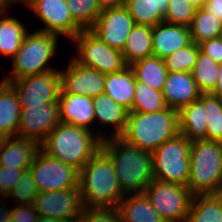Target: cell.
<instances>
[{
    "label": "cell",
    "instance_id": "cell-1",
    "mask_svg": "<svg viewBox=\"0 0 222 222\" xmlns=\"http://www.w3.org/2000/svg\"><path fill=\"white\" fill-rule=\"evenodd\" d=\"M101 149L110 157L124 194L143 193L154 179L151 152L129 144L121 137L103 139Z\"/></svg>",
    "mask_w": 222,
    "mask_h": 222
},
{
    "label": "cell",
    "instance_id": "cell-2",
    "mask_svg": "<svg viewBox=\"0 0 222 222\" xmlns=\"http://www.w3.org/2000/svg\"><path fill=\"white\" fill-rule=\"evenodd\" d=\"M83 207L117 208L125 197L110 157L100 149L79 171Z\"/></svg>",
    "mask_w": 222,
    "mask_h": 222
},
{
    "label": "cell",
    "instance_id": "cell-3",
    "mask_svg": "<svg viewBox=\"0 0 222 222\" xmlns=\"http://www.w3.org/2000/svg\"><path fill=\"white\" fill-rule=\"evenodd\" d=\"M101 143L96 133L60 122L40 143V149L80 171L101 149Z\"/></svg>",
    "mask_w": 222,
    "mask_h": 222
},
{
    "label": "cell",
    "instance_id": "cell-4",
    "mask_svg": "<svg viewBox=\"0 0 222 222\" xmlns=\"http://www.w3.org/2000/svg\"><path fill=\"white\" fill-rule=\"evenodd\" d=\"M178 133V111L167 107L154 113L129 112L125 131L120 137L152 153Z\"/></svg>",
    "mask_w": 222,
    "mask_h": 222
},
{
    "label": "cell",
    "instance_id": "cell-5",
    "mask_svg": "<svg viewBox=\"0 0 222 222\" xmlns=\"http://www.w3.org/2000/svg\"><path fill=\"white\" fill-rule=\"evenodd\" d=\"M187 187L193 195L222 193V142H191Z\"/></svg>",
    "mask_w": 222,
    "mask_h": 222
},
{
    "label": "cell",
    "instance_id": "cell-6",
    "mask_svg": "<svg viewBox=\"0 0 222 222\" xmlns=\"http://www.w3.org/2000/svg\"><path fill=\"white\" fill-rule=\"evenodd\" d=\"M59 37L41 31L28 32L21 48L11 58V74L6 75L8 80L20 79L26 76L42 74L51 70L50 61L58 53Z\"/></svg>",
    "mask_w": 222,
    "mask_h": 222
},
{
    "label": "cell",
    "instance_id": "cell-7",
    "mask_svg": "<svg viewBox=\"0 0 222 222\" xmlns=\"http://www.w3.org/2000/svg\"><path fill=\"white\" fill-rule=\"evenodd\" d=\"M191 141L176 134L152 152L153 178L187 186Z\"/></svg>",
    "mask_w": 222,
    "mask_h": 222
},
{
    "label": "cell",
    "instance_id": "cell-8",
    "mask_svg": "<svg viewBox=\"0 0 222 222\" xmlns=\"http://www.w3.org/2000/svg\"><path fill=\"white\" fill-rule=\"evenodd\" d=\"M70 42L77 49L76 56L72 58L81 65L104 74L118 72L128 66L122 51L110 48L90 29L82 30Z\"/></svg>",
    "mask_w": 222,
    "mask_h": 222
},
{
    "label": "cell",
    "instance_id": "cell-9",
    "mask_svg": "<svg viewBox=\"0 0 222 222\" xmlns=\"http://www.w3.org/2000/svg\"><path fill=\"white\" fill-rule=\"evenodd\" d=\"M143 193L165 222L185 221L193 198L187 186L153 179Z\"/></svg>",
    "mask_w": 222,
    "mask_h": 222
},
{
    "label": "cell",
    "instance_id": "cell-10",
    "mask_svg": "<svg viewBox=\"0 0 222 222\" xmlns=\"http://www.w3.org/2000/svg\"><path fill=\"white\" fill-rule=\"evenodd\" d=\"M38 192L79 188V170L43 152H37L29 167Z\"/></svg>",
    "mask_w": 222,
    "mask_h": 222
},
{
    "label": "cell",
    "instance_id": "cell-11",
    "mask_svg": "<svg viewBox=\"0 0 222 222\" xmlns=\"http://www.w3.org/2000/svg\"><path fill=\"white\" fill-rule=\"evenodd\" d=\"M9 85L15 90L21 109L58 101L61 91L59 70L9 80Z\"/></svg>",
    "mask_w": 222,
    "mask_h": 222
},
{
    "label": "cell",
    "instance_id": "cell-12",
    "mask_svg": "<svg viewBox=\"0 0 222 222\" xmlns=\"http://www.w3.org/2000/svg\"><path fill=\"white\" fill-rule=\"evenodd\" d=\"M29 9L44 23L38 31L64 36L70 42L83 30L73 20L66 0H36Z\"/></svg>",
    "mask_w": 222,
    "mask_h": 222
},
{
    "label": "cell",
    "instance_id": "cell-13",
    "mask_svg": "<svg viewBox=\"0 0 222 222\" xmlns=\"http://www.w3.org/2000/svg\"><path fill=\"white\" fill-rule=\"evenodd\" d=\"M33 204L39 216L69 222H77L84 208L79 188L40 192Z\"/></svg>",
    "mask_w": 222,
    "mask_h": 222
},
{
    "label": "cell",
    "instance_id": "cell-14",
    "mask_svg": "<svg viewBox=\"0 0 222 222\" xmlns=\"http://www.w3.org/2000/svg\"><path fill=\"white\" fill-rule=\"evenodd\" d=\"M59 101L21 109L17 136L41 143L60 123Z\"/></svg>",
    "mask_w": 222,
    "mask_h": 222
},
{
    "label": "cell",
    "instance_id": "cell-15",
    "mask_svg": "<svg viewBox=\"0 0 222 222\" xmlns=\"http://www.w3.org/2000/svg\"><path fill=\"white\" fill-rule=\"evenodd\" d=\"M60 94L96 97L104 93L105 74L77 63L71 56L67 67L59 69Z\"/></svg>",
    "mask_w": 222,
    "mask_h": 222
},
{
    "label": "cell",
    "instance_id": "cell-16",
    "mask_svg": "<svg viewBox=\"0 0 222 222\" xmlns=\"http://www.w3.org/2000/svg\"><path fill=\"white\" fill-rule=\"evenodd\" d=\"M134 25L128 9L122 6L103 10L90 30L110 48L123 51Z\"/></svg>",
    "mask_w": 222,
    "mask_h": 222
},
{
    "label": "cell",
    "instance_id": "cell-17",
    "mask_svg": "<svg viewBox=\"0 0 222 222\" xmlns=\"http://www.w3.org/2000/svg\"><path fill=\"white\" fill-rule=\"evenodd\" d=\"M58 101L61 123L84 128L92 132L94 130L102 140L107 138L104 130L92 129L95 126L93 124L95 115L92 97L78 94H60Z\"/></svg>",
    "mask_w": 222,
    "mask_h": 222
},
{
    "label": "cell",
    "instance_id": "cell-18",
    "mask_svg": "<svg viewBox=\"0 0 222 222\" xmlns=\"http://www.w3.org/2000/svg\"><path fill=\"white\" fill-rule=\"evenodd\" d=\"M167 107L180 111L183 107L198 100L201 92L191 72H168L162 90Z\"/></svg>",
    "mask_w": 222,
    "mask_h": 222
},
{
    "label": "cell",
    "instance_id": "cell-19",
    "mask_svg": "<svg viewBox=\"0 0 222 222\" xmlns=\"http://www.w3.org/2000/svg\"><path fill=\"white\" fill-rule=\"evenodd\" d=\"M39 150L40 143L29 138H0V166L29 169Z\"/></svg>",
    "mask_w": 222,
    "mask_h": 222
},
{
    "label": "cell",
    "instance_id": "cell-20",
    "mask_svg": "<svg viewBox=\"0 0 222 222\" xmlns=\"http://www.w3.org/2000/svg\"><path fill=\"white\" fill-rule=\"evenodd\" d=\"M192 42L190 28L165 21L152 27L153 55L165 59Z\"/></svg>",
    "mask_w": 222,
    "mask_h": 222
},
{
    "label": "cell",
    "instance_id": "cell-21",
    "mask_svg": "<svg viewBox=\"0 0 222 222\" xmlns=\"http://www.w3.org/2000/svg\"><path fill=\"white\" fill-rule=\"evenodd\" d=\"M94 106L95 120L94 124L98 122L103 128L113 127V132L108 135L110 137H120L126 128L129 111L115 102V100L106 93H101L92 98ZM105 126V127H103Z\"/></svg>",
    "mask_w": 222,
    "mask_h": 222
},
{
    "label": "cell",
    "instance_id": "cell-22",
    "mask_svg": "<svg viewBox=\"0 0 222 222\" xmlns=\"http://www.w3.org/2000/svg\"><path fill=\"white\" fill-rule=\"evenodd\" d=\"M135 85L136 77L134 71L128 65L118 72L105 74L104 93L130 112L133 107Z\"/></svg>",
    "mask_w": 222,
    "mask_h": 222
},
{
    "label": "cell",
    "instance_id": "cell-23",
    "mask_svg": "<svg viewBox=\"0 0 222 222\" xmlns=\"http://www.w3.org/2000/svg\"><path fill=\"white\" fill-rule=\"evenodd\" d=\"M117 209L121 222H165L144 193L125 194Z\"/></svg>",
    "mask_w": 222,
    "mask_h": 222
},
{
    "label": "cell",
    "instance_id": "cell-24",
    "mask_svg": "<svg viewBox=\"0 0 222 222\" xmlns=\"http://www.w3.org/2000/svg\"><path fill=\"white\" fill-rule=\"evenodd\" d=\"M8 10H0V54L11 59L21 48L29 30L17 17L9 16Z\"/></svg>",
    "mask_w": 222,
    "mask_h": 222
},
{
    "label": "cell",
    "instance_id": "cell-25",
    "mask_svg": "<svg viewBox=\"0 0 222 222\" xmlns=\"http://www.w3.org/2000/svg\"><path fill=\"white\" fill-rule=\"evenodd\" d=\"M178 121L179 132L191 142L206 139V112L199 99L178 111Z\"/></svg>",
    "mask_w": 222,
    "mask_h": 222
},
{
    "label": "cell",
    "instance_id": "cell-26",
    "mask_svg": "<svg viewBox=\"0 0 222 222\" xmlns=\"http://www.w3.org/2000/svg\"><path fill=\"white\" fill-rule=\"evenodd\" d=\"M170 0H127L125 7L135 24L153 27L164 21Z\"/></svg>",
    "mask_w": 222,
    "mask_h": 222
},
{
    "label": "cell",
    "instance_id": "cell-27",
    "mask_svg": "<svg viewBox=\"0 0 222 222\" xmlns=\"http://www.w3.org/2000/svg\"><path fill=\"white\" fill-rule=\"evenodd\" d=\"M20 113L18 96L8 84L0 93V138L17 136Z\"/></svg>",
    "mask_w": 222,
    "mask_h": 222
},
{
    "label": "cell",
    "instance_id": "cell-28",
    "mask_svg": "<svg viewBox=\"0 0 222 222\" xmlns=\"http://www.w3.org/2000/svg\"><path fill=\"white\" fill-rule=\"evenodd\" d=\"M127 65L153 55L152 27L135 24L128 35L123 51Z\"/></svg>",
    "mask_w": 222,
    "mask_h": 222
},
{
    "label": "cell",
    "instance_id": "cell-29",
    "mask_svg": "<svg viewBox=\"0 0 222 222\" xmlns=\"http://www.w3.org/2000/svg\"><path fill=\"white\" fill-rule=\"evenodd\" d=\"M130 66L137 81L148 85L154 90H163L168 74L164 59L152 55L142 58Z\"/></svg>",
    "mask_w": 222,
    "mask_h": 222
},
{
    "label": "cell",
    "instance_id": "cell-30",
    "mask_svg": "<svg viewBox=\"0 0 222 222\" xmlns=\"http://www.w3.org/2000/svg\"><path fill=\"white\" fill-rule=\"evenodd\" d=\"M184 222H222V193L193 195Z\"/></svg>",
    "mask_w": 222,
    "mask_h": 222
},
{
    "label": "cell",
    "instance_id": "cell-31",
    "mask_svg": "<svg viewBox=\"0 0 222 222\" xmlns=\"http://www.w3.org/2000/svg\"><path fill=\"white\" fill-rule=\"evenodd\" d=\"M189 28L191 40L199 44L203 41L220 37L222 34V21L210 14L204 7L197 8Z\"/></svg>",
    "mask_w": 222,
    "mask_h": 222
},
{
    "label": "cell",
    "instance_id": "cell-32",
    "mask_svg": "<svg viewBox=\"0 0 222 222\" xmlns=\"http://www.w3.org/2000/svg\"><path fill=\"white\" fill-rule=\"evenodd\" d=\"M220 67V64L199 50L198 58L191 74L202 94H209L215 90Z\"/></svg>",
    "mask_w": 222,
    "mask_h": 222
},
{
    "label": "cell",
    "instance_id": "cell-33",
    "mask_svg": "<svg viewBox=\"0 0 222 222\" xmlns=\"http://www.w3.org/2000/svg\"><path fill=\"white\" fill-rule=\"evenodd\" d=\"M133 107L130 112L154 113L167 108L162 91L136 80Z\"/></svg>",
    "mask_w": 222,
    "mask_h": 222
},
{
    "label": "cell",
    "instance_id": "cell-34",
    "mask_svg": "<svg viewBox=\"0 0 222 222\" xmlns=\"http://www.w3.org/2000/svg\"><path fill=\"white\" fill-rule=\"evenodd\" d=\"M199 100L206 112V140L222 142V101L213 94H201Z\"/></svg>",
    "mask_w": 222,
    "mask_h": 222
},
{
    "label": "cell",
    "instance_id": "cell-35",
    "mask_svg": "<svg viewBox=\"0 0 222 222\" xmlns=\"http://www.w3.org/2000/svg\"><path fill=\"white\" fill-rule=\"evenodd\" d=\"M73 20L83 29H91L102 13L98 0H66Z\"/></svg>",
    "mask_w": 222,
    "mask_h": 222
},
{
    "label": "cell",
    "instance_id": "cell-36",
    "mask_svg": "<svg viewBox=\"0 0 222 222\" xmlns=\"http://www.w3.org/2000/svg\"><path fill=\"white\" fill-rule=\"evenodd\" d=\"M199 50V45L192 41L189 45L174 51L164 59L168 72H191L196 64Z\"/></svg>",
    "mask_w": 222,
    "mask_h": 222
},
{
    "label": "cell",
    "instance_id": "cell-37",
    "mask_svg": "<svg viewBox=\"0 0 222 222\" xmlns=\"http://www.w3.org/2000/svg\"><path fill=\"white\" fill-rule=\"evenodd\" d=\"M39 192L30 169L24 170L10 194L5 198L14 204H33ZM16 202V203H15Z\"/></svg>",
    "mask_w": 222,
    "mask_h": 222
},
{
    "label": "cell",
    "instance_id": "cell-38",
    "mask_svg": "<svg viewBox=\"0 0 222 222\" xmlns=\"http://www.w3.org/2000/svg\"><path fill=\"white\" fill-rule=\"evenodd\" d=\"M196 8L188 0H170L164 21L189 27Z\"/></svg>",
    "mask_w": 222,
    "mask_h": 222
},
{
    "label": "cell",
    "instance_id": "cell-39",
    "mask_svg": "<svg viewBox=\"0 0 222 222\" xmlns=\"http://www.w3.org/2000/svg\"><path fill=\"white\" fill-rule=\"evenodd\" d=\"M77 222H121L117 208L84 207Z\"/></svg>",
    "mask_w": 222,
    "mask_h": 222
},
{
    "label": "cell",
    "instance_id": "cell-40",
    "mask_svg": "<svg viewBox=\"0 0 222 222\" xmlns=\"http://www.w3.org/2000/svg\"><path fill=\"white\" fill-rule=\"evenodd\" d=\"M24 170L27 169L0 166V199H2V202L10 194Z\"/></svg>",
    "mask_w": 222,
    "mask_h": 222
},
{
    "label": "cell",
    "instance_id": "cell-41",
    "mask_svg": "<svg viewBox=\"0 0 222 222\" xmlns=\"http://www.w3.org/2000/svg\"><path fill=\"white\" fill-rule=\"evenodd\" d=\"M11 206L12 222H37L39 217L34 204H13ZM16 205V206H15Z\"/></svg>",
    "mask_w": 222,
    "mask_h": 222
},
{
    "label": "cell",
    "instance_id": "cell-42",
    "mask_svg": "<svg viewBox=\"0 0 222 222\" xmlns=\"http://www.w3.org/2000/svg\"><path fill=\"white\" fill-rule=\"evenodd\" d=\"M200 51L210 56L216 63L222 65V40L221 37L206 40L198 44Z\"/></svg>",
    "mask_w": 222,
    "mask_h": 222
},
{
    "label": "cell",
    "instance_id": "cell-43",
    "mask_svg": "<svg viewBox=\"0 0 222 222\" xmlns=\"http://www.w3.org/2000/svg\"><path fill=\"white\" fill-rule=\"evenodd\" d=\"M204 8L222 21V0H207Z\"/></svg>",
    "mask_w": 222,
    "mask_h": 222
},
{
    "label": "cell",
    "instance_id": "cell-44",
    "mask_svg": "<svg viewBox=\"0 0 222 222\" xmlns=\"http://www.w3.org/2000/svg\"><path fill=\"white\" fill-rule=\"evenodd\" d=\"M127 0H98L100 9H112V8H119L125 6Z\"/></svg>",
    "mask_w": 222,
    "mask_h": 222
},
{
    "label": "cell",
    "instance_id": "cell-45",
    "mask_svg": "<svg viewBox=\"0 0 222 222\" xmlns=\"http://www.w3.org/2000/svg\"><path fill=\"white\" fill-rule=\"evenodd\" d=\"M10 217H11V207L8 208L7 204H4L0 201V222L9 221Z\"/></svg>",
    "mask_w": 222,
    "mask_h": 222
},
{
    "label": "cell",
    "instance_id": "cell-46",
    "mask_svg": "<svg viewBox=\"0 0 222 222\" xmlns=\"http://www.w3.org/2000/svg\"><path fill=\"white\" fill-rule=\"evenodd\" d=\"M211 94L218 97L222 101V65H221L219 73H218L217 85L215 87V90Z\"/></svg>",
    "mask_w": 222,
    "mask_h": 222
},
{
    "label": "cell",
    "instance_id": "cell-47",
    "mask_svg": "<svg viewBox=\"0 0 222 222\" xmlns=\"http://www.w3.org/2000/svg\"><path fill=\"white\" fill-rule=\"evenodd\" d=\"M36 0H8V8L11 10L13 5H25L28 8L35 2ZM11 7V8H10Z\"/></svg>",
    "mask_w": 222,
    "mask_h": 222
},
{
    "label": "cell",
    "instance_id": "cell-48",
    "mask_svg": "<svg viewBox=\"0 0 222 222\" xmlns=\"http://www.w3.org/2000/svg\"><path fill=\"white\" fill-rule=\"evenodd\" d=\"M196 9L205 6L207 0H188Z\"/></svg>",
    "mask_w": 222,
    "mask_h": 222
},
{
    "label": "cell",
    "instance_id": "cell-49",
    "mask_svg": "<svg viewBox=\"0 0 222 222\" xmlns=\"http://www.w3.org/2000/svg\"><path fill=\"white\" fill-rule=\"evenodd\" d=\"M37 222H69V221H64V220H58V219H54L51 217H41L39 216L37 219Z\"/></svg>",
    "mask_w": 222,
    "mask_h": 222
},
{
    "label": "cell",
    "instance_id": "cell-50",
    "mask_svg": "<svg viewBox=\"0 0 222 222\" xmlns=\"http://www.w3.org/2000/svg\"><path fill=\"white\" fill-rule=\"evenodd\" d=\"M8 84H9V80H8L7 76L5 75L3 80L0 81V93Z\"/></svg>",
    "mask_w": 222,
    "mask_h": 222
},
{
    "label": "cell",
    "instance_id": "cell-51",
    "mask_svg": "<svg viewBox=\"0 0 222 222\" xmlns=\"http://www.w3.org/2000/svg\"><path fill=\"white\" fill-rule=\"evenodd\" d=\"M8 9V0H0V10Z\"/></svg>",
    "mask_w": 222,
    "mask_h": 222
}]
</instances>
